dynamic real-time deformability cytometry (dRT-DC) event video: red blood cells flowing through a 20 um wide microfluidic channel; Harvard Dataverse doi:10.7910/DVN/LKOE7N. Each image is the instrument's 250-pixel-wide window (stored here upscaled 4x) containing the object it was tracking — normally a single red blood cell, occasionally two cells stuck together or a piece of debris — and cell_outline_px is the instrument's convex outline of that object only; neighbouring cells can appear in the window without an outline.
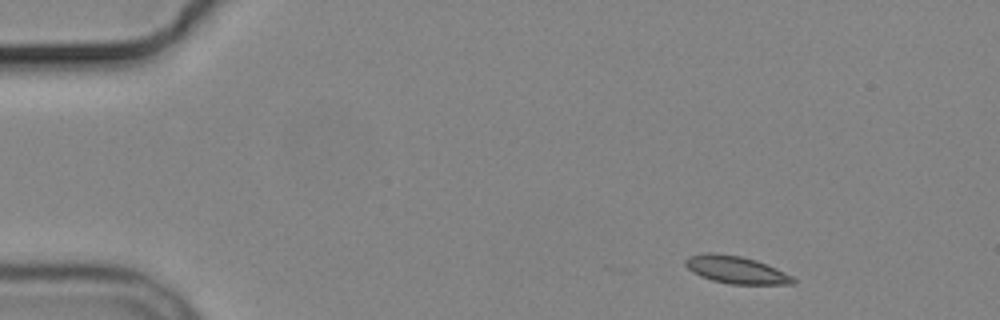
{"species": "common noctule bat (a hibernating species)", "species_latin": "Nyctalus noctula", "temperature_condition": "cold", "stored_images_in_passage": 4, "camera_frame_rate_fps": 3000, "um_per_image_px": 0.085, "animal": {"sex": "male", "body_mass_g": 19.2, "forearm_length_mm": 51.8}, "frame": {"image": 1, "passage_image": 1, "time_ms": 0.0, "image_size_px": [1000, 320], "cell_outline_px": [[796, 284], [732, 284], [712, 280], [700, 276], [692, 272], [684, 264], [684, 260], [688, 256], [704, 252], [712, 252], [740, 256], [756, 260], [776, 268], [792, 276], [796, 280]], "centroid_in_image_um": [62.53, 22.92], "position_along_channel_um": 22.5, "area_um2": 17.28}}
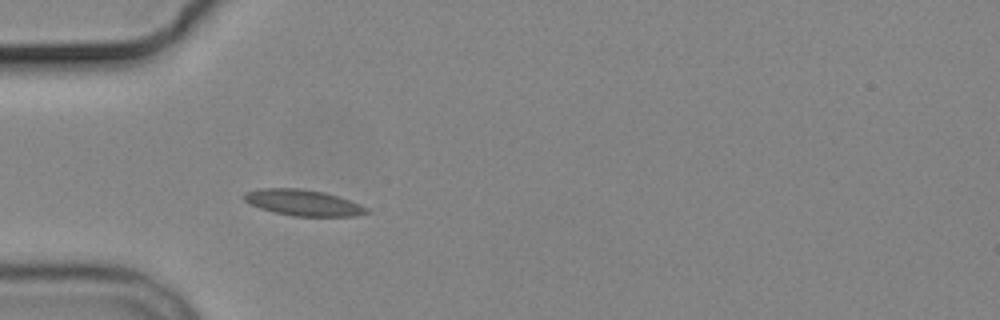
{"frame": {"image": 2, "passage_image": 4, "time_ms": 3.333, "image_size_px": [1000, 320], "cell_outline_px": [[372, 212], [356, 216], [292, 216], [260, 208], [244, 200], [244, 192], [260, 188], [300, 188], [324, 192], [360, 204], [368, 208]], "centroid_in_image_um": [25.79, 17.23], "position_along_channel_um": 59.2, "area_um2": 18.5}}